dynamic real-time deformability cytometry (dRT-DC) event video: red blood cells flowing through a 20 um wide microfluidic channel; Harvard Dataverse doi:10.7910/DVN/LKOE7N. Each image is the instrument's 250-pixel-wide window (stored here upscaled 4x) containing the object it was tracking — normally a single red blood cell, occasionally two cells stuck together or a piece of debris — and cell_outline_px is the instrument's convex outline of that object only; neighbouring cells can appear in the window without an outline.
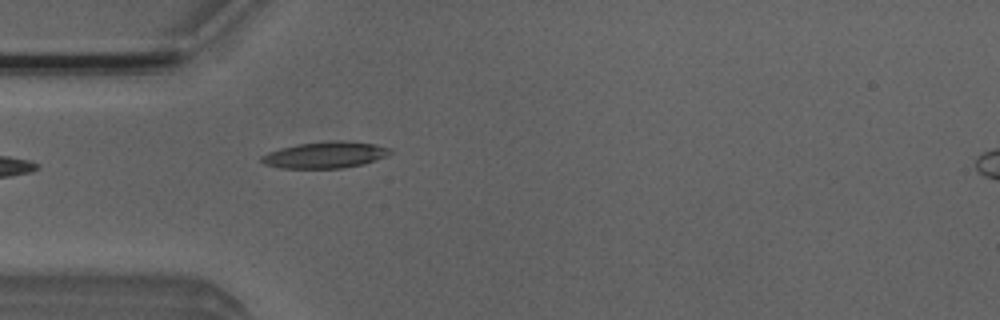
{"species": "Egyptian fruit bat (a non-hibernating species)", "species_latin": "Rousettus aegyptiacus", "temperature_condition": "room temperature", "stored_images_in_passage": 38, "camera_frame_rate_fps": 3000, "um_per_image_px": 0.085, "animal": {"sex": "male"}, "frame": {"image": 1, "passage_image": 1, "time_ms": 0.0, "image_size_px": [1000, 320], "cell_outline_px": [[392, 152], [376, 160], [364, 164], [340, 168], [280, 168], [264, 164], [260, 160], [260, 156], [268, 152], [280, 148], [296, 144], [336, 140], [340, 140], [376, 144], [392, 148]], "centroid_in_image_um": [27.63, 13.16], "position_along_channel_um": 57.4, "area_um2": 19.88}}
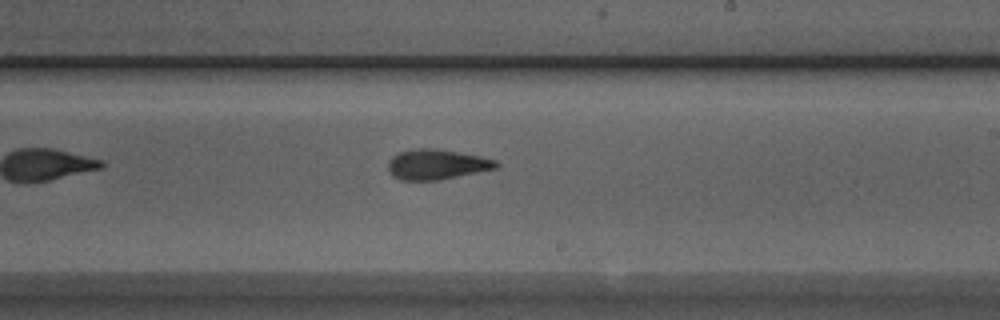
{"frame": {"image": 2, "passage_image": 16, "time_ms": 5.0, "image_size_px": [1000, 320], "cell_outline_px": [[500, 164], [496, 168], [440, 180], [400, 180], [392, 176], [388, 168], [388, 160], [392, 156], [400, 152], [420, 148], [436, 148], [480, 156], [496, 160]], "centroid_in_image_um": [37.1, 13.98], "position_along_channel_um": 251.9, "area_um2": 18.96}}
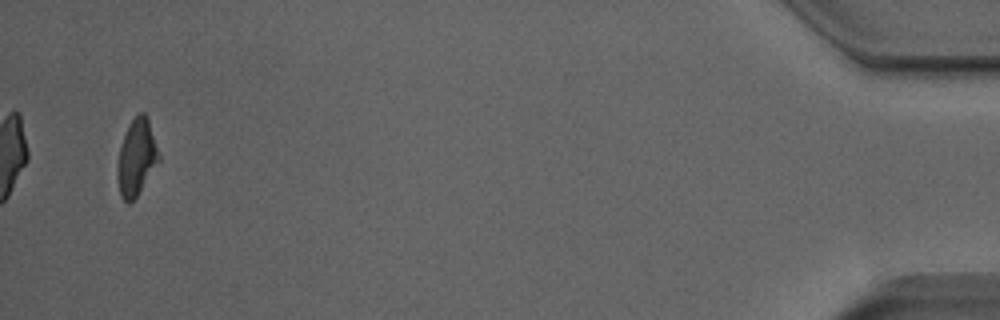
{"frame": {"image": 3, "passage_image": 36, "time_ms": 11.667, "image_size_px": [1000, 320], "cell_outline_px": [[160, 160], [136, 196], [128, 204], [120, 196], [116, 176], [116, 172], [120, 148], [128, 124], [140, 112], [144, 112], [148, 116], [160, 156]], "centroid_in_image_um": [11.6, 13.37], "position_along_channel_um": 423.6, "area_um2": 18.32}, "authors_computed_cell_mechanics": {"area_um2": 18.9006, "velocity_mm_per_s": 3.9465, "shape_relaxation_time_tau1_ms": 5.3532, "shape_relaxation_time_tau2_ms": 2.1748, "deformation_change_tau1": 0.1482, "deformation_change_tau2": 0.1062}}